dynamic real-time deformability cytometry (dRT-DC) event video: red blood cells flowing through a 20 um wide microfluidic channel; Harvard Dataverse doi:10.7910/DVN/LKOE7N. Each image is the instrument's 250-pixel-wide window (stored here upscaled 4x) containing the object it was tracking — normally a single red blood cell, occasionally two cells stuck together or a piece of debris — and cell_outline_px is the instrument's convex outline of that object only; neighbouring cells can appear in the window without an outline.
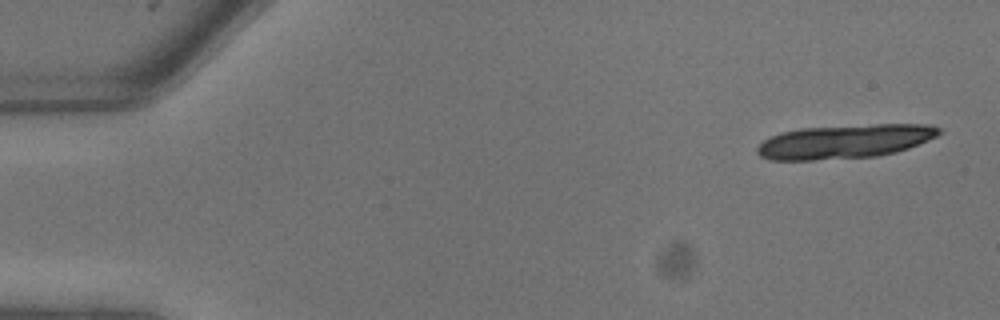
{"species": "common noctule bat (a hibernating species)", "species_latin": "Nyctalus noctula", "temperature_condition": "warm", "stored_images_in_passage": 7, "camera_frame_rate_fps": 3000, "um_per_image_px": 0.085, "animal": {"sex": "male", "body_mass_g": 13.3}, "frame": {"image": 1, "passage_image": 1, "time_ms": 0.0, "image_size_px": [1000, 320], "cell_outline_px": [[940, 132], [936, 136], [928, 140], [908, 148], [896, 152], [876, 156], [812, 160], [768, 160], [760, 156], [756, 152], [756, 148], [764, 140], [780, 132], [800, 128], [876, 124], [932, 124], [940, 128]], "centroid_in_image_um": [71.78, 12.02], "position_along_channel_um": 13.2, "area_um2": 35.95}}